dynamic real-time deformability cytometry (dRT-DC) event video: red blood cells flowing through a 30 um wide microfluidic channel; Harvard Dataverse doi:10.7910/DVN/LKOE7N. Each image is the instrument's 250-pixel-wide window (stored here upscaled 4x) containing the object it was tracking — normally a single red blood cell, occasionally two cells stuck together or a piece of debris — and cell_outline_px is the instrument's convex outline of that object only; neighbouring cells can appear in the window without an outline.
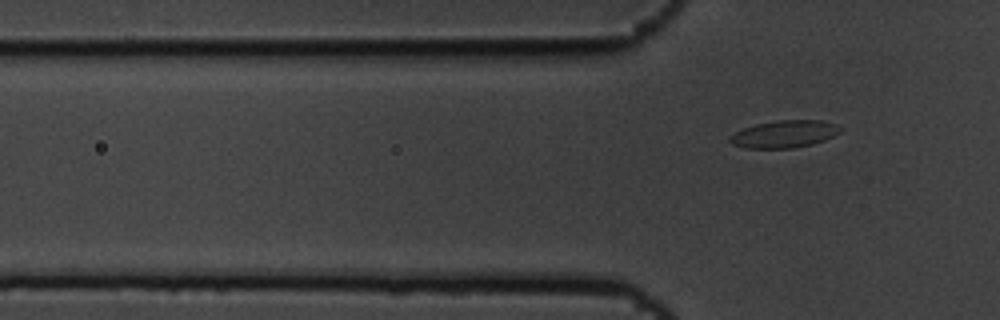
{"species": "common noctule bat (a hibernating species)", "species_latin": "Nyctalus noctula", "temperature_condition": "cold", "stored_images_in_passage": 7, "camera_frame_rate_fps": 3000, "um_per_image_px": 0.085, "animal": {"sex": "male", "body_mass_g": 19.5, "forearm_length_mm": 54.6}, "frame": {"image": 1, "passage_image": 7, "time_ms": 2.0, "image_size_px": [1000, 320], "cell_outline_px": [[844, 128], [840, 132], [824, 140], [812, 144], [792, 148], [744, 148], [732, 144], [728, 140], [728, 136], [744, 128], [756, 124], [780, 120], [824, 120], [836, 124]], "centroid_in_image_um": [66.68, 11.39], "position_along_channel_um": 59.1, "area_um2": 17.63}}